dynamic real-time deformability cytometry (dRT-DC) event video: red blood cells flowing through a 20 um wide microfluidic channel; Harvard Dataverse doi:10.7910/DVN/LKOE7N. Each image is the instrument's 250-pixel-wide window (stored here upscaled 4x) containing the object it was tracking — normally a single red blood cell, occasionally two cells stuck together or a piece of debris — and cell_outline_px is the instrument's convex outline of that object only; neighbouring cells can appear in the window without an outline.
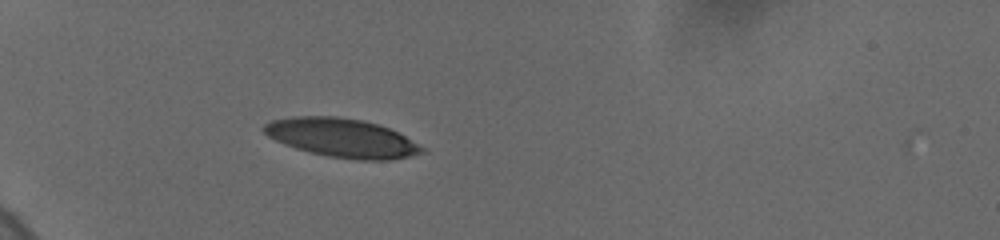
{"species": "human", "species_latin": "Homo sapiens", "temperature_condition": "cold", "stored_images_in_passage": 5, "camera_frame_rate_fps": 3000, "um_per_image_px": 0.085, "donor": {"sex": "female"}, "frame": {"image": 1, "passage_image": 2, "time_ms": 0.333, "image_size_px": [1000, 240], "cell_outline_px": [[424, 152], [408, 156], [388, 160], [356, 160], [328, 156], [296, 148], [284, 144], [268, 136], [260, 128], [264, 124], [272, 120], [292, 116], [336, 116], [360, 120], [376, 124], [388, 128], [404, 136], [424, 148]], "centroid_in_image_um": [29.0, 11.71], "position_along_channel_um": 56.0, "area_um2": 35.32}}
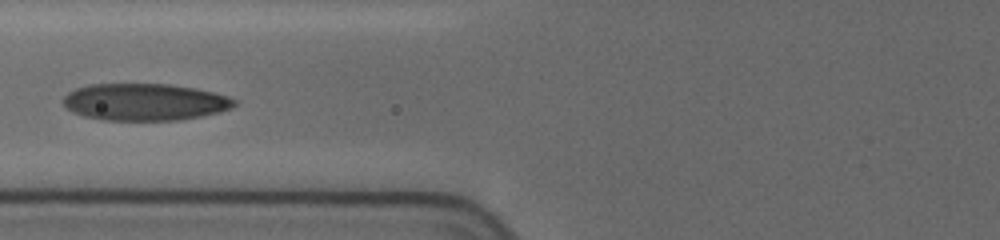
{"frame": {"image": 2, "passage_image": 5, "time_ms": 2.667, "image_size_px": [1000, 240], "cell_outline_px": [[236, 104], [232, 108], [220, 112], [180, 120], [104, 120], [84, 116], [72, 112], [64, 104], [64, 96], [68, 92], [76, 88], [88, 84], [168, 84], [196, 88], [228, 96], [236, 100]], "centroid_in_image_um": [12.31, 8.67], "position_along_channel_um": 113.5, "area_um2": 36.93}}